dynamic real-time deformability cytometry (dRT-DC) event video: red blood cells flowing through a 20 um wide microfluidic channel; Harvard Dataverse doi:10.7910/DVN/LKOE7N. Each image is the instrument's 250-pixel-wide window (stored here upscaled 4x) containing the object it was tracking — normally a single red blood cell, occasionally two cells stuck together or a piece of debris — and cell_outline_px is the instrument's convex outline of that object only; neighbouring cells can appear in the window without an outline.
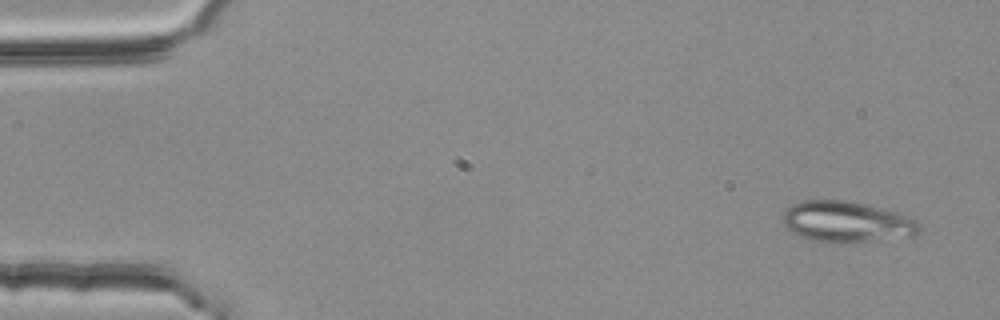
{"species": "common noctule bat (a hibernating species)", "species_latin": "Nyctalus noctula", "temperature_condition": "room temperature", "stored_images_in_passage": 3, "camera_frame_rate_fps": 3000, "um_per_image_px": 0.085, "animal": {"sex": "female", "body_mass_g": 25.1}, "frame": {"image": 1, "passage_image": 1, "time_ms": 0.0, "image_size_px": [1000, 320], "cell_outline_px": [[920, 232], [916, 236], [872, 240], [812, 240], [800, 236], [792, 232], [780, 220], [784, 212], [792, 204], [804, 200], [844, 200], [864, 204], [892, 212], [912, 220], [920, 224]], "centroid_in_image_um": [71.91, 18.83], "position_along_channel_um": 13.1, "area_um2": 31.33}}